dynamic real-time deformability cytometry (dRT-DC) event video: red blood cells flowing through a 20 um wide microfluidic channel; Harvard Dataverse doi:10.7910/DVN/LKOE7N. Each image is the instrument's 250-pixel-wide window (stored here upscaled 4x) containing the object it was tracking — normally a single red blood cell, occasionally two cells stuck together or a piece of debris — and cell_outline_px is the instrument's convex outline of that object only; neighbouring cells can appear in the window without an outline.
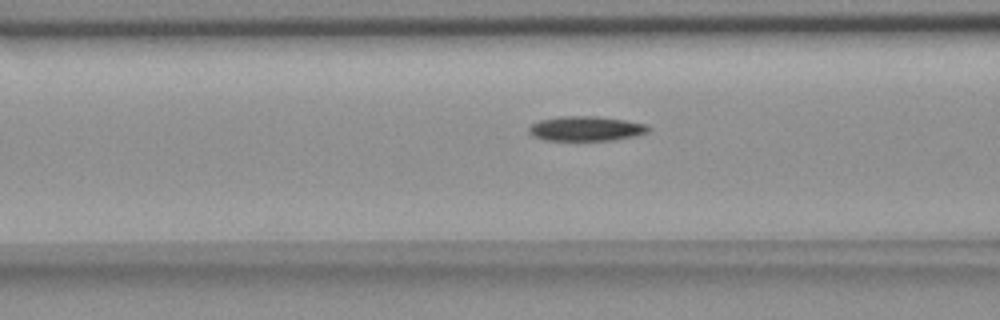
{"species": "common noctule bat (a hibernating species)", "species_latin": "Nyctalus noctula", "temperature_condition": "room temperature", "stored_images_in_passage": 28, "camera_frame_rate_fps": 3000, "um_per_image_px": 0.085, "animal": {"sex": "female", "body_mass_g": 18.4}, "frame": {"image": 1, "passage_image": 6, "time_ms": 1.667, "image_size_px": [1000, 320], "cell_outline_px": [[652, 128], [648, 132], [636, 136], [612, 140], [548, 140], [532, 136], [528, 132], [528, 128], [532, 124], [540, 120], [560, 116], [596, 116], [624, 120], [648, 124]], "centroid_in_image_um": [49.84, 10.93], "position_along_channel_um": 116.8, "area_um2": 17.28}}
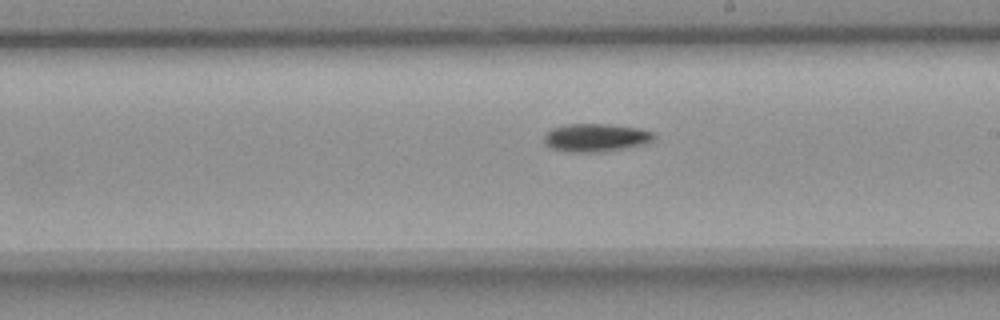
{"frame": {"image": 2, "passage_image": 16, "time_ms": 5.0, "image_size_px": [1000, 320], "cell_outline_px": [[656, 136], [652, 140], [644, 144], [600, 152], [572, 152], [552, 148], [544, 144], [544, 136], [552, 128], [564, 124], [608, 124], [640, 128], [652, 132]], "centroid_in_image_um": [50.63, 11.69], "position_along_channel_um": 238.4, "area_um2": 17.86}}
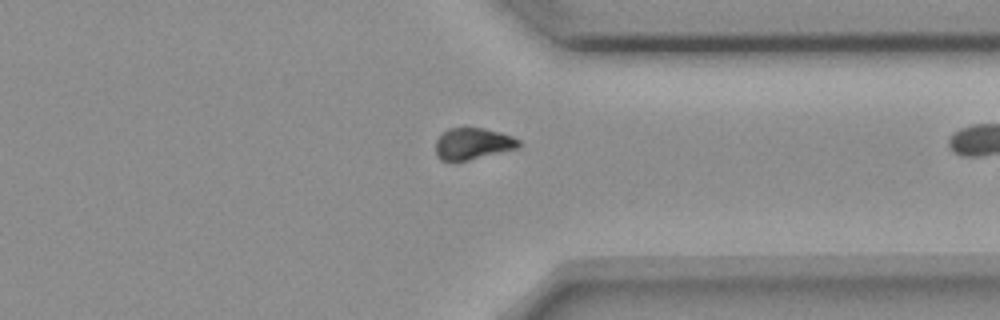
{"frame": {"image": 3, "passage_image": 27, "time_ms": 8.667, "image_size_px": [1000, 320], "cell_outline_px": [[520, 148], [452, 164], [440, 160], [436, 156], [436, 140], [448, 128], [464, 124], [484, 128], [500, 132], [512, 136], [520, 140]], "centroid_in_image_um": [40.15, 12.21], "position_along_channel_um": 371.2, "area_um2": 16.24}}